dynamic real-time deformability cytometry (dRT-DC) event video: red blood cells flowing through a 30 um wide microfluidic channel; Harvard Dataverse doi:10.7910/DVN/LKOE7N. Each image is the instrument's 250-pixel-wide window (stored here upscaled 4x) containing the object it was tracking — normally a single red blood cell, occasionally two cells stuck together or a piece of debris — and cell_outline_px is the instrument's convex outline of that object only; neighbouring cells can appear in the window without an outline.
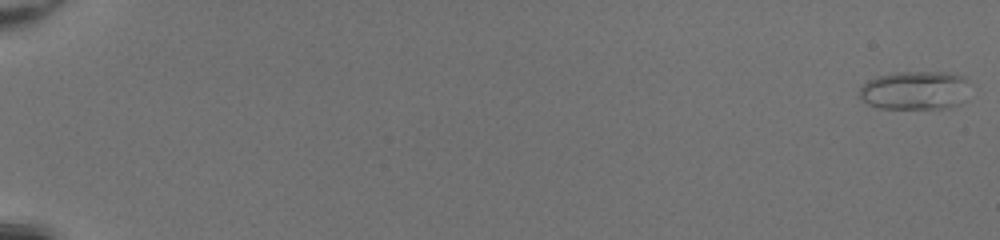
{"species": "common noctule bat (a hibernating species)", "species_latin": "Nyctalus noctula", "temperature_condition": "room temperature", "stored_images_in_passage": 52, "camera_frame_rate_fps": 3000, "um_per_image_px": 0.085, "animal": {"sex": "female", "body_mass_g": 20.0, "forearm_length_mm": 54.0}, "frame": {"image": 1, "passage_image": 1, "time_ms": 0.0, "image_size_px": [1000, 240], "cell_outline_px": [[968, 80], [956, 104], [948, 108], [880, 108], [868, 104], [860, 96], [860, 88], [868, 80], [880, 76], [896, 72], [948, 72], [964, 76]], "centroid_in_image_um": [77.69, 7.66], "position_along_channel_um": 7.3, "area_um2": 24.1}}
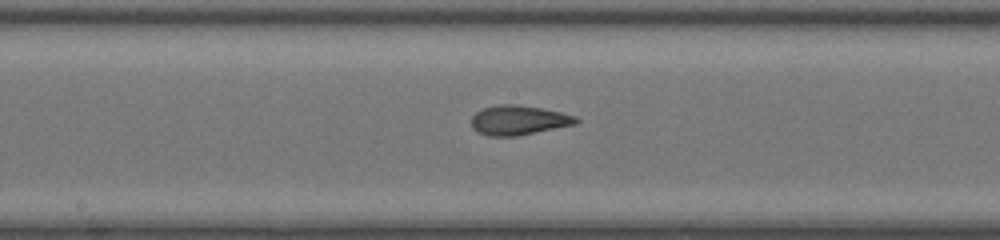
{"frame": {"image": 2, "passage_image": 30, "time_ms": 9.667, "image_size_px": [1000, 240], "cell_outline_px": [[580, 120], [576, 124], [516, 136], [488, 136], [472, 128], [472, 116], [476, 112], [484, 108], [500, 104], [516, 104], [540, 108], [560, 112], [576, 116]], "centroid_in_image_um": [44.09, 10.21], "position_along_channel_um": 204.1, "area_um2": 17.86}}
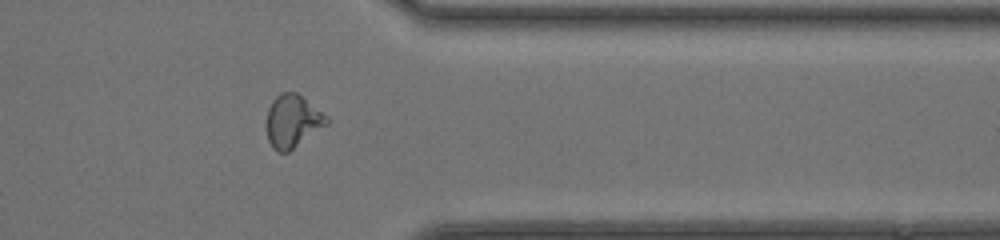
{"frame": {"image": 3, "passage_image": 43, "time_ms": 14.0, "image_size_px": [1000, 240], "cell_outline_px": [[332, 120], [328, 124], [288, 152], [276, 152], [272, 148], [268, 140], [268, 108], [272, 100], [280, 92], [296, 92], [328, 116]], "centroid_in_image_um": [24.9, 10.3], "position_along_channel_um": 386.5, "area_um2": 18.44}}